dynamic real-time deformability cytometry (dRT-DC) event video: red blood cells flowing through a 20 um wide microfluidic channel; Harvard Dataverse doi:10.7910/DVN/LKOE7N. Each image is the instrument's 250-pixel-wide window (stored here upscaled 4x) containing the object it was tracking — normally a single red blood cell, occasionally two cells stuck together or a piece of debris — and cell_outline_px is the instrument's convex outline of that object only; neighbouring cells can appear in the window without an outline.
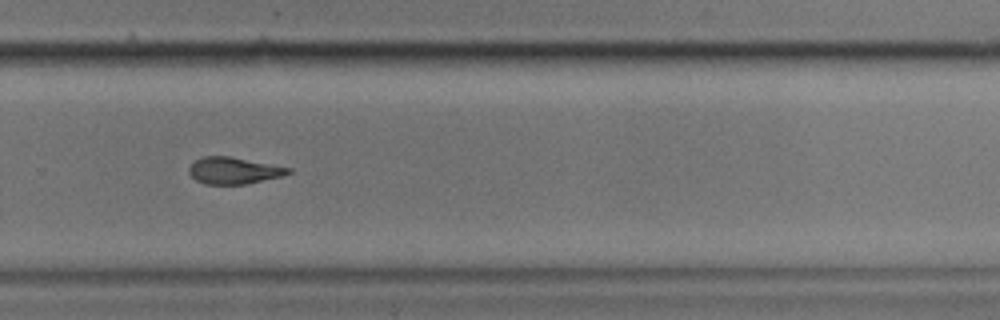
{"species": "common noctule bat (a hibernating species)", "species_latin": "Nyctalus noctula", "temperature_condition": "cold", "stored_images_in_passage": 42, "camera_frame_rate_fps": 3000, "um_per_image_px": 0.085, "animal": {"sex": "male", "body_mass_g": 17.9}, "frame": {"image": 1, "passage_image": 24, "time_ms": 7.667, "image_size_px": [1000, 320], "cell_outline_px": [[292, 172], [280, 176], [248, 184], [204, 184], [196, 180], [188, 172], [188, 168], [196, 160], [204, 156], [232, 156], [292, 168]], "centroid_in_image_um": [19.87, 14.49], "position_along_channel_um": 309.9, "area_um2": 15.49}, "authors_computed_cell_mechanics": {"area_um2": 16.5308, "velocity_mm_per_s": 3.5472, "shape_relaxation_time_tau1_ms": 4.8461, "shape_relaxation_time_tau2_ms": 5.2841, "deformation_change_tau1": 0.196, "deformation_change_tau2": 0.1534}}